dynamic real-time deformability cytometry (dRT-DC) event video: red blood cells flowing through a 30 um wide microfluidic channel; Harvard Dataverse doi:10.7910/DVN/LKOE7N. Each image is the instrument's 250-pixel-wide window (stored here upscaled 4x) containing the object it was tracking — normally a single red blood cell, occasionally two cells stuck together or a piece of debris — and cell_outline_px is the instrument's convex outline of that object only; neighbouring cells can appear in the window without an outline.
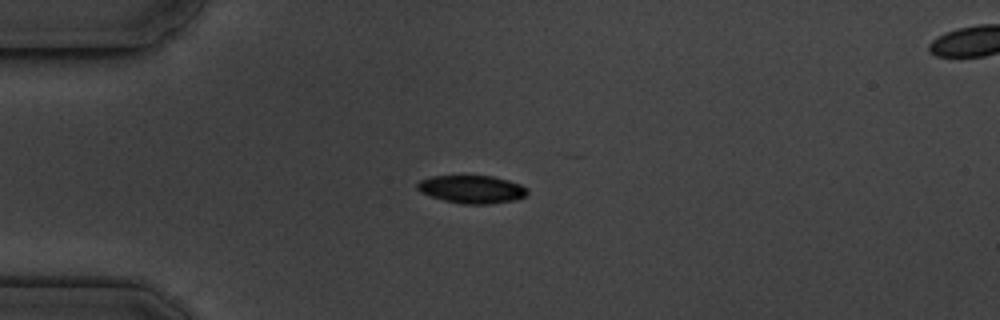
{"species": "common noctule bat (a hibernating species)", "species_latin": "Nyctalus noctula", "temperature_condition": "cold", "stored_images_in_passage": 6, "camera_frame_rate_fps": 3000, "um_per_image_px": 0.085, "animal": {"sex": "male", "body_mass_g": 19.5, "forearm_length_mm": 54.6}, "frame": {"image": 1, "passage_image": 3, "time_ms": 2.667, "image_size_px": [1000, 320], "cell_outline_px": [[528, 192], [524, 196], [516, 200], [488, 204], [460, 204], [444, 200], [420, 192], [416, 188], [416, 184], [420, 180], [432, 176], [492, 176], [508, 180], [520, 184], [528, 188]], "centroid_in_image_um": [40.11, 16.09], "position_along_channel_um": 44.9, "area_um2": 17.92}}